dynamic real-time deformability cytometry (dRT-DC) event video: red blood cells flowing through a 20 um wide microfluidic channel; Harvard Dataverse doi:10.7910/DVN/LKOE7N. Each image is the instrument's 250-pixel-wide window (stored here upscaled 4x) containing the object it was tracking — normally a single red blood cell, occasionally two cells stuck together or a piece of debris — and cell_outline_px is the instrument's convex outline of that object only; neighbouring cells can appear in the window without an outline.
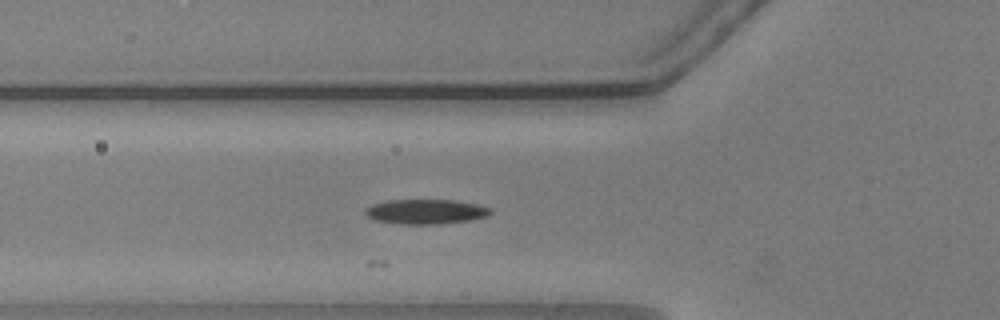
{"species": "common noctule bat (a hibernating species)", "species_latin": "Nyctalus noctula", "temperature_condition": "warm", "stored_images_in_passage": 19, "camera_frame_rate_fps": 3000, "um_per_image_px": 0.085, "animal": {"sex": "male", "body_mass_g": 20.5, "forearm_length_mm": 52.5}, "frame": {"image": 1, "passage_image": 3, "time_ms": 0.667, "image_size_px": [1000, 320], "cell_outline_px": [[492, 212], [488, 216], [468, 220], [440, 224], [400, 224], [372, 220], [364, 212], [364, 208], [372, 204], [384, 200], [456, 200], [476, 204], [492, 208]], "centroid_in_image_um": [36.15, 17.98], "position_along_channel_um": 89.6, "area_um2": 18.26}}
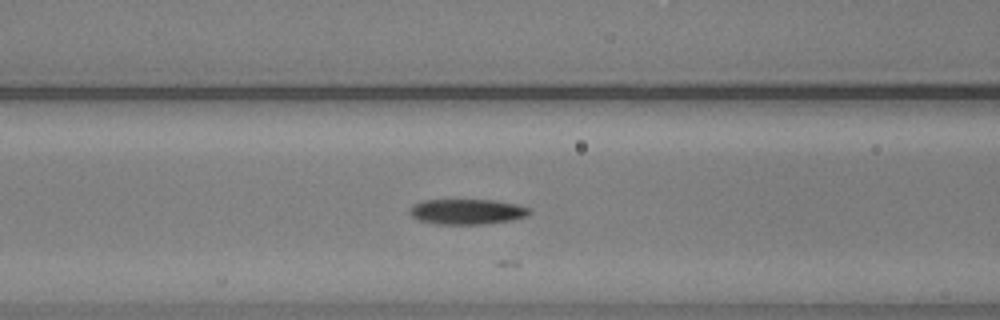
{"frame": {"image": 2, "passage_image": 6, "time_ms": 1.667, "image_size_px": [1000, 320], "cell_outline_px": [[532, 212], [528, 216], [512, 220], [484, 224], [436, 224], [416, 220], [408, 212], [412, 204], [424, 200], [492, 200], [516, 204], [532, 208]], "centroid_in_image_um": [39.7, 17.99], "position_along_channel_um": 126.9, "area_um2": 17.92}}